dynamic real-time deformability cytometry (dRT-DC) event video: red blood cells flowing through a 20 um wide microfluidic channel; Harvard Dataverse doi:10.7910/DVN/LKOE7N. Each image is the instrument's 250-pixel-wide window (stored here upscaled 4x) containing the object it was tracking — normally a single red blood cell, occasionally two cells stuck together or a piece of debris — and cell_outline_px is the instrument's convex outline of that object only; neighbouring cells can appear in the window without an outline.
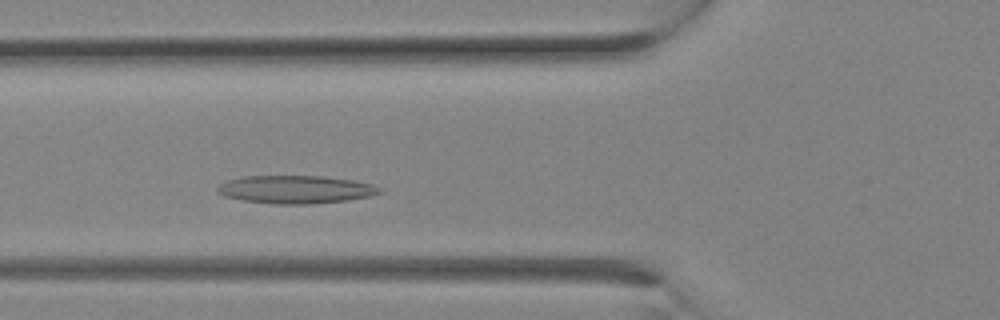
{"species": "Egyptian fruit bat (a non-hibernating species)", "species_latin": "Rousettus aegyptiacus", "temperature_condition": "room temperature", "stored_images_in_passage": 9, "camera_frame_rate_fps": 3000, "um_per_image_px": 0.085, "animal": {"sex": "female"}, "frame": {"image": 1, "passage_image": 6, "time_ms": 1.667, "image_size_px": [1000, 320], "cell_outline_px": [[380, 192], [368, 196], [348, 200], [312, 204], [276, 204], [240, 200], [224, 196], [216, 192], [216, 188], [220, 184], [228, 180], [244, 176], [320, 176], [352, 180], [372, 184], [380, 188]], "centroid_in_image_um": [25.07, 16.11], "position_along_channel_um": 100.7, "area_um2": 26.36}}
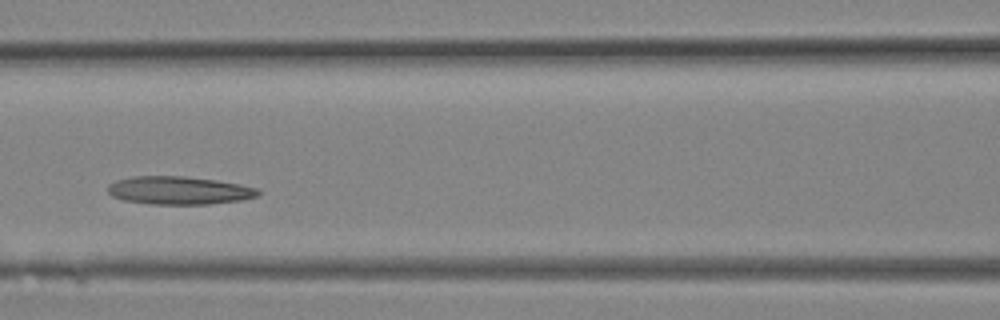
{"frame": {"image": 2, "passage_image": 8, "time_ms": 2.333, "image_size_px": [1000, 320], "cell_outline_px": [[260, 192], [256, 196], [240, 200], [208, 204], [148, 204], [124, 200], [112, 196], [108, 192], [108, 184], [116, 180], [132, 176], [184, 176], [216, 180], [240, 184], [260, 188]], "centroid_in_image_um": [15.2, 16.18], "position_along_channel_um": 151.4, "area_um2": 24.62}}